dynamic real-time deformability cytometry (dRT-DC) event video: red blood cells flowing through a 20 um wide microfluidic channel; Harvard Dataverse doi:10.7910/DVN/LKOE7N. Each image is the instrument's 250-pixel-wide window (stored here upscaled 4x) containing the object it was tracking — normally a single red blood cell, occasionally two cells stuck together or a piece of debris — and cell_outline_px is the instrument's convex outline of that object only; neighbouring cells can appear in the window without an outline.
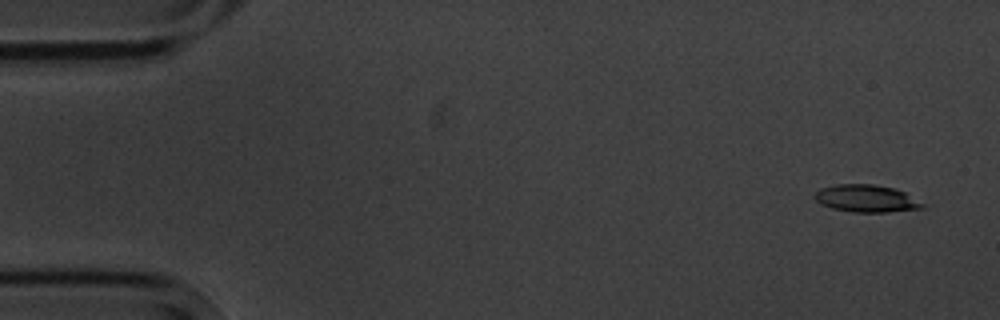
{"species": "common noctule bat (a hibernating species)", "species_latin": "Nyctalus noctula", "temperature_condition": "cold", "stored_images_in_passage": 4, "camera_frame_rate_fps": 3000, "um_per_image_px": 0.085, "animal": {"sex": "male", "body_mass_g": 20.1, "forearm_length_mm": 53.5}, "frame": {"image": 1, "passage_image": 1, "time_ms": 0.0, "image_size_px": [1000, 320], "cell_outline_px": [[924, 208], [888, 212], [852, 212], [832, 208], [820, 204], [812, 196], [820, 188], [836, 184], [872, 184], [892, 188], [904, 192], [924, 204]], "centroid_in_image_um": [73.59, 16.87], "position_along_channel_um": 11.4, "area_um2": 17.11}}